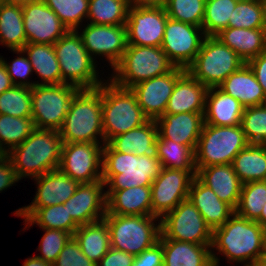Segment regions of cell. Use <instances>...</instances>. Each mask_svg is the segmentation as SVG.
<instances>
[{
  "label": "cell",
  "mask_w": 266,
  "mask_h": 266,
  "mask_svg": "<svg viewBox=\"0 0 266 266\" xmlns=\"http://www.w3.org/2000/svg\"><path fill=\"white\" fill-rule=\"evenodd\" d=\"M266 228L257 221L248 220L234 213L212 234L211 249L225 255L227 261L258 265L265 252ZM247 262V263H246Z\"/></svg>",
  "instance_id": "obj_1"
},
{
  "label": "cell",
  "mask_w": 266,
  "mask_h": 266,
  "mask_svg": "<svg viewBox=\"0 0 266 266\" xmlns=\"http://www.w3.org/2000/svg\"><path fill=\"white\" fill-rule=\"evenodd\" d=\"M62 144L59 131L35 129L6 155L20 180L28 177L34 179L59 169Z\"/></svg>",
  "instance_id": "obj_2"
},
{
  "label": "cell",
  "mask_w": 266,
  "mask_h": 266,
  "mask_svg": "<svg viewBox=\"0 0 266 266\" xmlns=\"http://www.w3.org/2000/svg\"><path fill=\"white\" fill-rule=\"evenodd\" d=\"M161 169L158 158L118 152L108 143L103 146L102 181L108 190L151 186Z\"/></svg>",
  "instance_id": "obj_3"
},
{
  "label": "cell",
  "mask_w": 266,
  "mask_h": 266,
  "mask_svg": "<svg viewBox=\"0 0 266 266\" xmlns=\"http://www.w3.org/2000/svg\"><path fill=\"white\" fill-rule=\"evenodd\" d=\"M63 143H105L102 127V84L80 89L74 96L59 130ZM100 137L102 141L97 139Z\"/></svg>",
  "instance_id": "obj_4"
},
{
  "label": "cell",
  "mask_w": 266,
  "mask_h": 266,
  "mask_svg": "<svg viewBox=\"0 0 266 266\" xmlns=\"http://www.w3.org/2000/svg\"><path fill=\"white\" fill-rule=\"evenodd\" d=\"M148 120L131 89L117 86L111 80L102 83V127L105 144L117 135L142 126Z\"/></svg>",
  "instance_id": "obj_5"
},
{
  "label": "cell",
  "mask_w": 266,
  "mask_h": 266,
  "mask_svg": "<svg viewBox=\"0 0 266 266\" xmlns=\"http://www.w3.org/2000/svg\"><path fill=\"white\" fill-rule=\"evenodd\" d=\"M175 65L161 47L128 45L121 60L113 68L111 80L128 88L172 71Z\"/></svg>",
  "instance_id": "obj_6"
},
{
  "label": "cell",
  "mask_w": 266,
  "mask_h": 266,
  "mask_svg": "<svg viewBox=\"0 0 266 266\" xmlns=\"http://www.w3.org/2000/svg\"><path fill=\"white\" fill-rule=\"evenodd\" d=\"M53 46L62 75V84H72L80 89H93L103 83L96 70L97 62L84 47L78 30H69Z\"/></svg>",
  "instance_id": "obj_7"
},
{
  "label": "cell",
  "mask_w": 266,
  "mask_h": 266,
  "mask_svg": "<svg viewBox=\"0 0 266 266\" xmlns=\"http://www.w3.org/2000/svg\"><path fill=\"white\" fill-rule=\"evenodd\" d=\"M111 247L134 256L155 245L161 235V220L156 216L106 214ZM158 221V225L154 223Z\"/></svg>",
  "instance_id": "obj_8"
},
{
  "label": "cell",
  "mask_w": 266,
  "mask_h": 266,
  "mask_svg": "<svg viewBox=\"0 0 266 266\" xmlns=\"http://www.w3.org/2000/svg\"><path fill=\"white\" fill-rule=\"evenodd\" d=\"M249 144L241 124H204L195 149L196 170L211 165L232 164L234 157Z\"/></svg>",
  "instance_id": "obj_9"
},
{
  "label": "cell",
  "mask_w": 266,
  "mask_h": 266,
  "mask_svg": "<svg viewBox=\"0 0 266 266\" xmlns=\"http://www.w3.org/2000/svg\"><path fill=\"white\" fill-rule=\"evenodd\" d=\"M246 62L215 36H205L194 62L186 69L207 88L218 87Z\"/></svg>",
  "instance_id": "obj_10"
},
{
  "label": "cell",
  "mask_w": 266,
  "mask_h": 266,
  "mask_svg": "<svg viewBox=\"0 0 266 266\" xmlns=\"http://www.w3.org/2000/svg\"><path fill=\"white\" fill-rule=\"evenodd\" d=\"M72 84L35 85L31 88L32 114L36 129L59 131L75 94Z\"/></svg>",
  "instance_id": "obj_11"
},
{
  "label": "cell",
  "mask_w": 266,
  "mask_h": 266,
  "mask_svg": "<svg viewBox=\"0 0 266 266\" xmlns=\"http://www.w3.org/2000/svg\"><path fill=\"white\" fill-rule=\"evenodd\" d=\"M161 234L166 239L212 245V229L187 198L161 219Z\"/></svg>",
  "instance_id": "obj_12"
},
{
  "label": "cell",
  "mask_w": 266,
  "mask_h": 266,
  "mask_svg": "<svg viewBox=\"0 0 266 266\" xmlns=\"http://www.w3.org/2000/svg\"><path fill=\"white\" fill-rule=\"evenodd\" d=\"M104 144L63 143L59 169L79 184L102 180V151Z\"/></svg>",
  "instance_id": "obj_13"
},
{
  "label": "cell",
  "mask_w": 266,
  "mask_h": 266,
  "mask_svg": "<svg viewBox=\"0 0 266 266\" xmlns=\"http://www.w3.org/2000/svg\"><path fill=\"white\" fill-rule=\"evenodd\" d=\"M204 38L201 27L168 17L161 49L175 67L187 69L194 62Z\"/></svg>",
  "instance_id": "obj_14"
},
{
  "label": "cell",
  "mask_w": 266,
  "mask_h": 266,
  "mask_svg": "<svg viewBox=\"0 0 266 266\" xmlns=\"http://www.w3.org/2000/svg\"><path fill=\"white\" fill-rule=\"evenodd\" d=\"M197 170L162 168L151 184L152 216L160 219L188 198L191 182Z\"/></svg>",
  "instance_id": "obj_15"
},
{
  "label": "cell",
  "mask_w": 266,
  "mask_h": 266,
  "mask_svg": "<svg viewBox=\"0 0 266 266\" xmlns=\"http://www.w3.org/2000/svg\"><path fill=\"white\" fill-rule=\"evenodd\" d=\"M167 19L164 6L130 5L125 24L128 45L161 47Z\"/></svg>",
  "instance_id": "obj_16"
},
{
  "label": "cell",
  "mask_w": 266,
  "mask_h": 266,
  "mask_svg": "<svg viewBox=\"0 0 266 266\" xmlns=\"http://www.w3.org/2000/svg\"><path fill=\"white\" fill-rule=\"evenodd\" d=\"M91 58L104 56L113 69L127 49L126 25H96L88 23L82 33L78 32Z\"/></svg>",
  "instance_id": "obj_17"
},
{
  "label": "cell",
  "mask_w": 266,
  "mask_h": 266,
  "mask_svg": "<svg viewBox=\"0 0 266 266\" xmlns=\"http://www.w3.org/2000/svg\"><path fill=\"white\" fill-rule=\"evenodd\" d=\"M23 9L27 43L54 45L69 29L42 0L28 3Z\"/></svg>",
  "instance_id": "obj_18"
},
{
  "label": "cell",
  "mask_w": 266,
  "mask_h": 266,
  "mask_svg": "<svg viewBox=\"0 0 266 266\" xmlns=\"http://www.w3.org/2000/svg\"><path fill=\"white\" fill-rule=\"evenodd\" d=\"M185 71L184 68L175 67L167 74L153 77L130 88L149 120H156L165 113L176 81Z\"/></svg>",
  "instance_id": "obj_19"
},
{
  "label": "cell",
  "mask_w": 266,
  "mask_h": 266,
  "mask_svg": "<svg viewBox=\"0 0 266 266\" xmlns=\"http://www.w3.org/2000/svg\"><path fill=\"white\" fill-rule=\"evenodd\" d=\"M36 181L37 192L30 205L15 211L16 216L28 219L38 208L65 203L75 192L79 183L55 169L39 177Z\"/></svg>",
  "instance_id": "obj_20"
},
{
  "label": "cell",
  "mask_w": 266,
  "mask_h": 266,
  "mask_svg": "<svg viewBox=\"0 0 266 266\" xmlns=\"http://www.w3.org/2000/svg\"><path fill=\"white\" fill-rule=\"evenodd\" d=\"M102 180L79 184L74 194L63 203L73 221L86 225L102 220L106 215V191Z\"/></svg>",
  "instance_id": "obj_21"
},
{
  "label": "cell",
  "mask_w": 266,
  "mask_h": 266,
  "mask_svg": "<svg viewBox=\"0 0 266 266\" xmlns=\"http://www.w3.org/2000/svg\"><path fill=\"white\" fill-rule=\"evenodd\" d=\"M204 113H164L155 120L158 137L189 145L194 151L204 125Z\"/></svg>",
  "instance_id": "obj_22"
},
{
  "label": "cell",
  "mask_w": 266,
  "mask_h": 266,
  "mask_svg": "<svg viewBox=\"0 0 266 266\" xmlns=\"http://www.w3.org/2000/svg\"><path fill=\"white\" fill-rule=\"evenodd\" d=\"M163 266H219V258L212 253L211 245L166 239L162 234Z\"/></svg>",
  "instance_id": "obj_23"
},
{
  "label": "cell",
  "mask_w": 266,
  "mask_h": 266,
  "mask_svg": "<svg viewBox=\"0 0 266 266\" xmlns=\"http://www.w3.org/2000/svg\"><path fill=\"white\" fill-rule=\"evenodd\" d=\"M196 177L211 188L221 201L229 204L234 210L236 209L243 183L234 172L232 164L200 168Z\"/></svg>",
  "instance_id": "obj_24"
},
{
  "label": "cell",
  "mask_w": 266,
  "mask_h": 266,
  "mask_svg": "<svg viewBox=\"0 0 266 266\" xmlns=\"http://www.w3.org/2000/svg\"><path fill=\"white\" fill-rule=\"evenodd\" d=\"M207 90L186 70L176 81L165 113H204Z\"/></svg>",
  "instance_id": "obj_25"
},
{
  "label": "cell",
  "mask_w": 266,
  "mask_h": 266,
  "mask_svg": "<svg viewBox=\"0 0 266 266\" xmlns=\"http://www.w3.org/2000/svg\"><path fill=\"white\" fill-rule=\"evenodd\" d=\"M188 199L197 208L212 231L222 226L235 213L229 204L221 201L213 190L196 176L191 182Z\"/></svg>",
  "instance_id": "obj_26"
},
{
  "label": "cell",
  "mask_w": 266,
  "mask_h": 266,
  "mask_svg": "<svg viewBox=\"0 0 266 266\" xmlns=\"http://www.w3.org/2000/svg\"><path fill=\"white\" fill-rule=\"evenodd\" d=\"M106 214L152 216L151 186L107 190Z\"/></svg>",
  "instance_id": "obj_27"
},
{
  "label": "cell",
  "mask_w": 266,
  "mask_h": 266,
  "mask_svg": "<svg viewBox=\"0 0 266 266\" xmlns=\"http://www.w3.org/2000/svg\"><path fill=\"white\" fill-rule=\"evenodd\" d=\"M244 106L218 87L208 88L205 100L204 124L214 126L240 125Z\"/></svg>",
  "instance_id": "obj_28"
},
{
  "label": "cell",
  "mask_w": 266,
  "mask_h": 266,
  "mask_svg": "<svg viewBox=\"0 0 266 266\" xmlns=\"http://www.w3.org/2000/svg\"><path fill=\"white\" fill-rule=\"evenodd\" d=\"M218 88L238 100L244 107L266 104L263 88L247 63L231 73Z\"/></svg>",
  "instance_id": "obj_29"
},
{
  "label": "cell",
  "mask_w": 266,
  "mask_h": 266,
  "mask_svg": "<svg viewBox=\"0 0 266 266\" xmlns=\"http://www.w3.org/2000/svg\"><path fill=\"white\" fill-rule=\"evenodd\" d=\"M157 137L155 120H148L140 127L113 137L108 144L118 152L158 158Z\"/></svg>",
  "instance_id": "obj_30"
},
{
  "label": "cell",
  "mask_w": 266,
  "mask_h": 266,
  "mask_svg": "<svg viewBox=\"0 0 266 266\" xmlns=\"http://www.w3.org/2000/svg\"><path fill=\"white\" fill-rule=\"evenodd\" d=\"M215 37L236 52L246 63L266 52V37L262 28L228 27L221 30Z\"/></svg>",
  "instance_id": "obj_31"
},
{
  "label": "cell",
  "mask_w": 266,
  "mask_h": 266,
  "mask_svg": "<svg viewBox=\"0 0 266 266\" xmlns=\"http://www.w3.org/2000/svg\"><path fill=\"white\" fill-rule=\"evenodd\" d=\"M33 72L41 78L39 85L62 84V75L54 46L43 43H27L23 48Z\"/></svg>",
  "instance_id": "obj_32"
},
{
  "label": "cell",
  "mask_w": 266,
  "mask_h": 266,
  "mask_svg": "<svg viewBox=\"0 0 266 266\" xmlns=\"http://www.w3.org/2000/svg\"><path fill=\"white\" fill-rule=\"evenodd\" d=\"M73 237L84 255L95 264L111 248L109 227L104 219L79 226Z\"/></svg>",
  "instance_id": "obj_33"
},
{
  "label": "cell",
  "mask_w": 266,
  "mask_h": 266,
  "mask_svg": "<svg viewBox=\"0 0 266 266\" xmlns=\"http://www.w3.org/2000/svg\"><path fill=\"white\" fill-rule=\"evenodd\" d=\"M234 172L244 184L266 180V144H249L232 162Z\"/></svg>",
  "instance_id": "obj_34"
},
{
  "label": "cell",
  "mask_w": 266,
  "mask_h": 266,
  "mask_svg": "<svg viewBox=\"0 0 266 266\" xmlns=\"http://www.w3.org/2000/svg\"><path fill=\"white\" fill-rule=\"evenodd\" d=\"M0 44L10 50H21L27 44L22 7L0 5Z\"/></svg>",
  "instance_id": "obj_35"
},
{
  "label": "cell",
  "mask_w": 266,
  "mask_h": 266,
  "mask_svg": "<svg viewBox=\"0 0 266 266\" xmlns=\"http://www.w3.org/2000/svg\"><path fill=\"white\" fill-rule=\"evenodd\" d=\"M157 151L162 168L196 170L195 151L189 145L157 137Z\"/></svg>",
  "instance_id": "obj_36"
},
{
  "label": "cell",
  "mask_w": 266,
  "mask_h": 266,
  "mask_svg": "<svg viewBox=\"0 0 266 266\" xmlns=\"http://www.w3.org/2000/svg\"><path fill=\"white\" fill-rule=\"evenodd\" d=\"M129 0H89L87 18L96 25H125Z\"/></svg>",
  "instance_id": "obj_37"
},
{
  "label": "cell",
  "mask_w": 266,
  "mask_h": 266,
  "mask_svg": "<svg viewBox=\"0 0 266 266\" xmlns=\"http://www.w3.org/2000/svg\"><path fill=\"white\" fill-rule=\"evenodd\" d=\"M27 227L38 225L40 228L63 230L72 236L79 226L73 221L63 203L38 208L24 223ZM29 224V225H28Z\"/></svg>",
  "instance_id": "obj_38"
},
{
  "label": "cell",
  "mask_w": 266,
  "mask_h": 266,
  "mask_svg": "<svg viewBox=\"0 0 266 266\" xmlns=\"http://www.w3.org/2000/svg\"><path fill=\"white\" fill-rule=\"evenodd\" d=\"M35 129L31 117L22 118L0 114V149L5 154L9 153L14 147L21 144Z\"/></svg>",
  "instance_id": "obj_39"
},
{
  "label": "cell",
  "mask_w": 266,
  "mask_h": 266,
  "mask_svg": "<svg viewBox=\"0 0 266 266\" xmlns=\"http://www.w3.org/2000/svg\"><path fill=\"white\" fill-rule=\"evenodd\" d=\"M266 202V180L244 183L235 213L248 220L257 221Z\"/></svg>",
  "instance_id": "obj_40"
},
{
  "label": "cell",
  "mask_w": 266,
  "mask_h": 266,
  "mask_svg": "<svg viewBox=\"0 0 266 266\" xmlns=\"http://www.w3.org/2000/svg\"><path fill=\"white\" fill-rule=\"evenodd\" d=\"M237 2L234 0H206L201 28L205 36H215L228 28L229 18Z\"/></svg>",
  "instance_id": "obj_41"
},
{
  "label": "cell",
  "mask_w": 266,
  "mask_h": 266,
  "mask_svg": "<svg viewBox=\"0 0 266 266\" xmlns=\"http://www.w3.org/2000/svg\"><path fill=\"white\" fill-rule=\"evenodd\" d=\"M31 88L13 86L0 94V114L27 118L32 114Z\"/></svg>",
  "instance_id": "obj_42"
},
{
  "label": "cell",
  "mask_w": 266,
  "mask_h": 266,
  "mask_svg": "<svg viewBox=\"0 0 266 266\" xmlns=\"http://www.w3.org/2000/svg\"><path fill=\"white\" fill-rule=\"evenodd\" d=\"M69 30H78L87 19L89 0H42ZM81 22V23H80Z\"/></svg>",
  "instance_id": "obj_43"
},
{
  "label": "cell",
  "mask_w": 266,
  "mask_h": 266,
  "mask_svg": "<svg viewBox=\"0 0 266 266\" xmlns=\"http://www.w3.org/2000/svg\"><path fill=\"white\" fill-rule=\"evenodd\" d=\"M206 0H167L164 8L168 17L187 24L202 26Z\"/></svg>",
  "instance_id": "obj_44"
},
{
  "label": "cell",
  "mask_w": 266,
  "mask_h": 266,
  "mask_svg": "<svg viewBox=\"0 0 266 266\" xmlns=\"http://www.w3.org/2000/svg\"><path fill=\"white\" fill-rule=\"evenodd\" d=\"M241 126L250 144H266V104L245 107Z\"/></svg>",
  "instance_id": "obj_45"
},
{
  "label": "cell",
  "mask_w": 266,
  "mask_h": 266,
  "mask_svg": "<svg viewBox=\"0 0 266 266\" xmlns=\"http://www.w3.org/2000/svg\"><path fill=\"white\" fill-rule=\"evenodd\" d=\"M228 27L258 29L262 28V0L237 2Z\"/></svg>",
  "instance_id": "obj_46"
},
{
  "label": "cell",
  "mask_w": 266,
  "mask_h": 266,
  "mask_svg": "<svg viewBox=\"0 0 266 266\" xmlns=\"http://www.w3.org/2000/svg\"><path fill=\"white\" fill-rule=\"evenodd\" d=\"M42 229L45 233L38 248L41 255L37 254L36 256L53 264L72 235L63 230Z\"/></svg>",
  "instance_id": "obj_47"
},
{
  "label": "cell",
  "mask_w": 266,
  "mask_h": 266,
  "mask_svg": "<svg viewBox=\"0 0 266 266\" xmlns=\"http://www.w3.org/2000/svg\"><path fill=\"white\" fill-rule=\"evenodd\" d=\"M14 53L18 54L19 56L12 60V63L9 64L3 57L0 56V60L3 62L4 66L6 67L7 73L9 74L13 84L15 86H22L32 88L35 85H39V82H30L27 81L29 75L32 74L33 69L30 61L28 60L27 56H24L25 53L20 50H12ZM21 54V56H20ZM23 55V56H22ZM17 79H20L17 81Z\"/></svg>",
  "instance_id": "obj_48"
},
{
  "label": "cell",
  "mask_w": 266,
  "mask_h": 266,
  "mask_svg": "<svg viewBox=\"0 0 266 266\" xmlns=\"http://www.w3.org/2000/svg\"><path fill=\"white\" fill-rule=\"evenodd\" d=\"M53 266H96V264L84 255L79 244L72 236L58 255Z\"/></svg>",
  "instance_id": "obj_49"
},
{
  "label": "cell",
  "mask_w": 266,
  "mask_h": 266,
  "mask_svg": "<svg viewBox=\"0 0 266 266\" xmlns=\"http://www.w3.org/2000/svg\"><path fill=\"white\" fill-rule=\"evenodd\" d=\"M132 266H163V246L158 241L134 257Z\"/></svg>",
  "instance_id": "obj_50"
},
{
  "label": "cell",
  "mask_w": 266,
  "mask_h": 266,
  "mask_svg": "<svg viewBox=\"0 0 266 266\" xmlns=\"http://www.w3.org/2000/svg\"><path fill=\"white\" fill-rule=\"evenodd\" d=\"M134 255L110 248L96 266H132Z\"/></svg>",
  "instance_id": "obj_51"
},
{
  "label": "cell",
  "mask_w": 266,
  "mask_h": 266,
  "mask_svg": "<svg viewBox=\"0 0 266 266\" xmlns=\"http://www.w3.org/2000/svg\"><path fill=\"white\" fill-rule=\"evenodd\" d=\"M19 180L10 158L5 155L0 159V193Z\"/></svg>",
  "instance_id": "obj_52"
},
{
  "label": "cell",
  "mask_w": 266,
  "mask_h": 266,
  "mask_svg": "<svg viewBox=\"0 0 266 266\" xmlns=\"http://www.w3.org/2000/svg\"><path fill=\"white\" fill-rule=\"evenodd\" d=\"M247 64L253 70L257 82L261 85L266 95V52L250 59Z\"/></svg>",
  "instance_id": "obj_53"
},
{
  "label": "cell",
  "mask_w": 266,
  "mask_h": 266,
  "mask_svg": "<svg viewBox=\"0 0 266 266\" xmlns=\"http://www.w3.org/2000/svg\"><path fill=\"white\" fill-rule=\"evenodd\" d=\"M14 86L6 67L0 60V94Z\"/></svg>",
  "instance_id": "obj_54"
},
{
  "label": "cell",
  "mask_w": 266,
  "mask_h": 266,
  "mask_svg": "<svg viewBox=\"0 0 266 266\" xmlns=\"http://www.w3.org/2000/svg\"><path fill=\"white\" fill-rule=\"evenodd\" d=\"M131 5L137 6H164L167 0H129Z\"/></svg>",
  "instance_id": "obj_55"
},
{
  "label": "cell",
  "mask_w": 266,
  "mask_h": 266,
  "mask_svg": "<svg viewBox=\"0 0 266 266\" xmlns=\"http://www.w3.org/2000/svg\"><path fill=\"white\" fill-rule=\"evenodd\" d=\"M23 266H53V264L44 261L36 255L25 260Z\"/></svg>",
  "instance_id": "obj_56"
},
{
  "label": "cell",
  "mask_w": 266,
  "mask_h": 266,
  "mask_svg": "<svg viewBox=\"0 0 266 266\" xmlns=\"http://www.w3.org/2000/svg\"><path fill=\"white\" fill-rule=\"evenodd\" d=\"M33 1L36 0H5L4 4L24 7L25 5Z\"/></svg>",
  "instance_id": "obj_57"
},
{
  "label": "cell",
  "mask_w": 266,
  "mask_h": 266,
  "mask_svg": "<svg viewBox=\"0 0 266 266\" xmlns=\"http://www.w3.org/2000/svg\"><path fill=\"white\" fill-rule=\"evenodd\" d=\"M262 30L266 37V0H262Z\"/></svg>",
  "instance_id": "obj_58"
},
{
  "label": "cell",
  "mask_w": 266,
  "mask_h": 266,
  "mask_svg": "<svg viewBox=\"0 0 266 266\" xmlns=\"http://www.w3.org/2000/svg\"><path fill=\"white\" fill-rule=\"evenodd\" d=\"M257 222H258L261 226H263L264 228H266V202H265V204L263 205L261 215H260L259 219L257 220Z\"/></svg>",
  "instance_id": "obj_59"
},
{
  "label": "cell",
  "mask_w": 266,
  "mask_h": 266,
  "mask_svg": "<svg viewBox=\"0 0 266 266\" xmlns=\"http://www.w3.org/2000/svg\"><path fill=\"white\" fill-rule=\"evenodd\" d=\"M258 266H266V249H265V252L261 256Z\"/></svg>",
  "instance_id": "obj_60"
},
{
  "label": "cell",
  "mask_w": 266,
  "mask_h": 266,
  "mask_svg": "<svg viewBox=\"0 0 266 266\" xmlns=\"http://www.w3.org/2000/svg\"><path fill=\"white\" fill-rule=\"evenodd\" d=\"M6 154L0 149V159L4 157Z\"/></svg>",
  "instance_id": "obj_61"
},
{
  "label": "cell",
  "mask_w": 266,
  "mask_h": 266,
  "mask_svg": "<svg viewBox=\"0 0 266 266\" xmlns=\"http://www.w3.org/2000/svg\"><path fill=\"white\" fill-rule=\"evenodd\" d=\"M236 2L249 1V0H234Z\"/></svg>",
  "instance_id": "obj_62"
},
{
  "label": "cell",
  "mask_w": 266,
  "mask_h": 266,
  "mask_svg": "<svg viewBox=\"0 0 266 266\" xmlns=\"http://www.w3.org/2000/svg\"><path fill=\"white\" fill-rule=\"evenodd\" d=\"M5 0H0V5L4 3Z\"/></svg>",
  "instance_id": "obj_63"
}]
</instances>
